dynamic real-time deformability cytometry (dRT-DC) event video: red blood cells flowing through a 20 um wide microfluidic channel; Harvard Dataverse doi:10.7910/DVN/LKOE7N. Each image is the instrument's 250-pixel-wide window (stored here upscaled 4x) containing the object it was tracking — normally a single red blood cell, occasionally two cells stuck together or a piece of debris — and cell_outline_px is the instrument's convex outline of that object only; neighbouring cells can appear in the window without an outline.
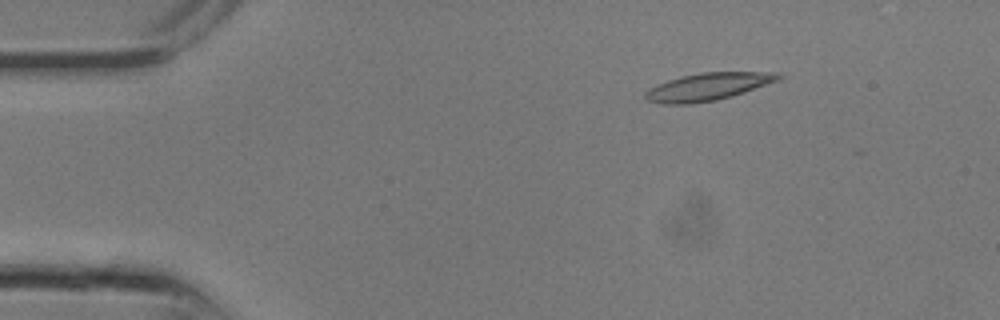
{"species": "common noctule bat (a hibernating species)", "species_latin": "Nyctalus noctula", "temperature_condition": "room temperature", "stored_images_in_passage": 7, "camera_frame_rate_fps": 3000, "um_per_image_px": 0.085, "animal": {"sex": "male", "body_mass_g": 13.3}, "frame": {"image": 1, "passage_image": 3, "time_ms": 0.667, "image_size_px": [1000, 320], "cell_outline_px": [[784, 76], [780, 80], [732, 96], [716, 100], [688, 104], [664, 104], [648, 100], [644, 96], [644, 92], [648, 88], [656, 84], [680, 76], [700, 72], [780, 72]], "centroid_in_image_um": [60.18, 7.36], "position_along_channel_um": 24.8, "area_um2": 21.5}}
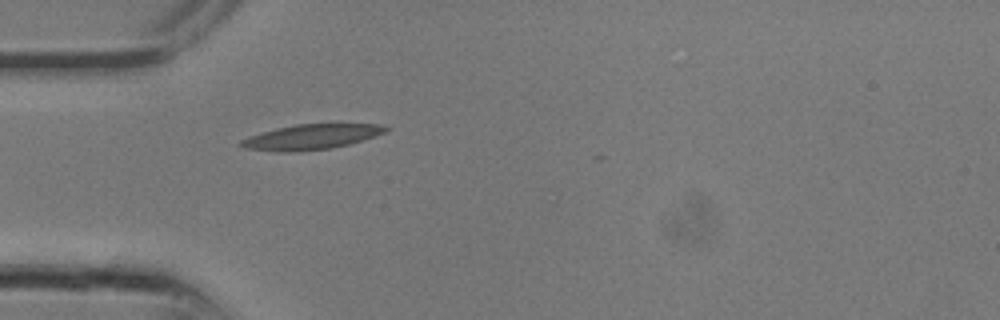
{"frame": {"image": 2, "passage_image": 7, "time_ms": 2.0, "image_size_px": [1000, 320], "cell_outline_px": [[392, 128], [384, 132], [348, 144], [332, 148], [296, 152], [280, 152], [244, 148], [236, 144], [240, 140], [248, 136], [276, 128], [296, 124], [380, 124]], "centroid_in_image_um": [26.38, 11.64], "position_along_channel_um": 58.6, "area_um2": 21.15}}